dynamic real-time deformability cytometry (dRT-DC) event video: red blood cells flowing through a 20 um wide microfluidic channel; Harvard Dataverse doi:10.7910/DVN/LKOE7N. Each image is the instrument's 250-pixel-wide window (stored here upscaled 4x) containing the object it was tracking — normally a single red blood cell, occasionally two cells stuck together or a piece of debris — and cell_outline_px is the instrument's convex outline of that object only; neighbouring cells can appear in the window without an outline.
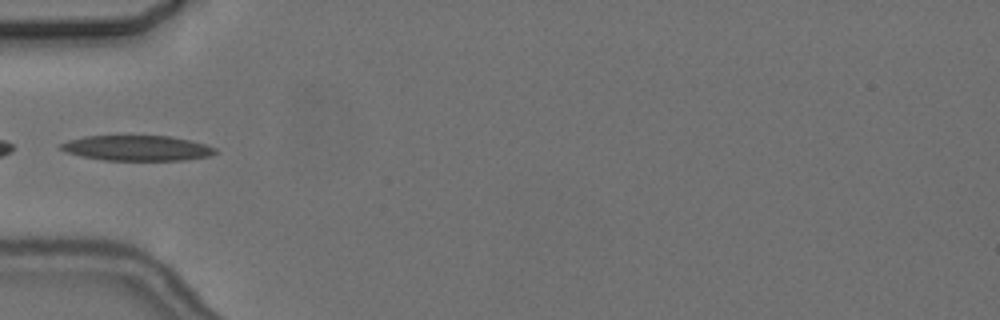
{"species": "common noctule bat (a hibernating species)", "species_latin": "Nyctalus noctula", "temperature_condition": "cold", "stored_images_in_passage": 7, "camera_frame_rate_fps": 3000, "um_per_image_px": 0.085, "animal": {"sex": "female", "body_mass_g": 24.6, "forearm_length_mm": 56.2}, "frame": {"image": 1, "passage_image": 4, "time_ms": 5.333, "image_size_px": [1000, 320], "cell_outline_px": [[220, 152], [212, 156], [184, 160], [104, 160], [80, 156], [64, 152], [60, 148], [60, 144], [68, 140], [84, 136], [168, 136], [188, 140], [204, 144], [216, 148]], "centroid_in_image_um": [11.66, 12.59], "position_along_channel_um": 73.3, "area_um2": 22.83}}
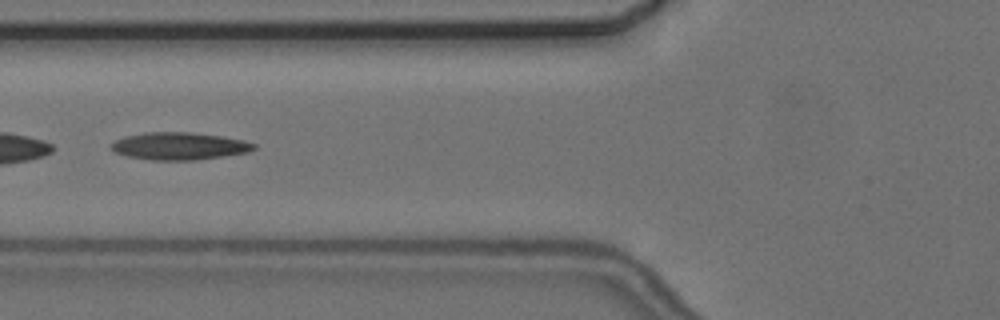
{"frame": {"image": 2, "passage_image": 5, "time_ms": 6.333, "image_size_px": [1000, 320], "cell_outline_px": [[256, 148], [248, 152], [224, 156], [196, 160], [152, 160], [128, 156], [116, 152], [108, 148], [116, 140], [124, 136], [144, 132], [192, 132], [220, 136], [244, 140], [256, 144]], "centroid_in_image_um": [15.24, 12.41], "position_along_channel_um": 110.6, "area_um2": 22.83}}
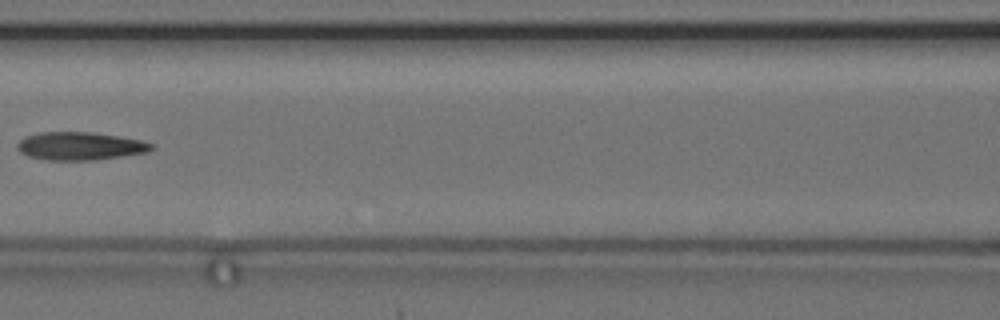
{"frame": {"image": 3, "passage_image": 6, "time_ms": 7.667, "image_size_px": [1000, 320], "cell_outline_px": [[152, 148], [148, 152], [96, 160], [48, 160], [28, 156], [20, 152], [16, 148], [16, 144], [24, 136], [40, 132], [92, 132], [140, 140], [152, 144]], "centroid_in_image_um": [6.74, 12.41], "position_along_channel_um": 159.9, "area_um2": 21.85}}